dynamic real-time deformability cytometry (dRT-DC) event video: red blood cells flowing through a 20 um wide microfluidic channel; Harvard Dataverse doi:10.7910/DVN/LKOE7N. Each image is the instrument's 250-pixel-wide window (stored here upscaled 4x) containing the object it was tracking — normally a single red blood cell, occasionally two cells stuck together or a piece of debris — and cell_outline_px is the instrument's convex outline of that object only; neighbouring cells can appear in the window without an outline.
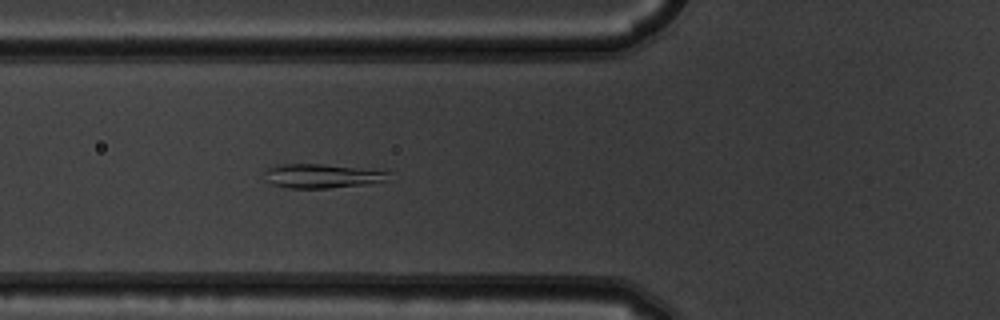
{"species": "common noctule bat (a hibernating species)", "species_latin": "Nyctalus noctula", "temperature_condition": "warm", "stored_images_in_passage": 5, "camera_frame_rate_fps": 3000, "um_per_image_px": 0.085, "animal": {"sex": "male", "body_mass_g": 19.5, "forearm_length_mm": 54.6}, "frame": {"image": 1, "passage_image": 5, "time_ms": 1.333, "image_size_px": [1000, 320], "cell_outline_px": [[392, 172], [388, 180], [368, 184], [328, 188], [288, 188], [272, 184], [268, 180], [264, 172], [268, 168], [276, 164], [320, 164], [388, 168]], "centroid_in_image_um": [27.56, 14.93], "position_along_channel_um": 98.2, "area_um2": 18.21}}